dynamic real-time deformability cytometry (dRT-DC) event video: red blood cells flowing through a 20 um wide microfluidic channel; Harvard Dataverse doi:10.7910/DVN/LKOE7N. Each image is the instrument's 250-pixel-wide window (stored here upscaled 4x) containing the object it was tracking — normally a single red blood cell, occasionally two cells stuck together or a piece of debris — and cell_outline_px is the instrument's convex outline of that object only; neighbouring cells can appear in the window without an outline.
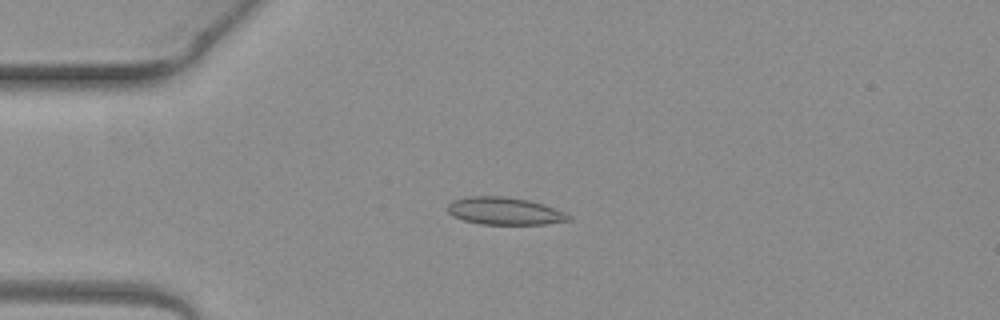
{"species": "common noctule bat (a hibernating species)", "species_latin": "Nyctalus noctula", "temperature_condition": "warm", "stored_images_in_passage": 5, "camera_frame_rate_fps": 3000, "um_per_image_px": 0.085, "animal": {"sex": "female", "body_mass_g": 19.3, "forearm_length_mm": 54.1}, "frame": {"image": 1, "passage_image": 4, "time_ms": 1.0, "image_size_px": [1000, 320], "cell_outline_px": [[572, 220], [544, 224], [480, 224], [464, 220], [452, 216], [448, 212], [448, 204], [452, 200], [464, 196], [504, 196], [528, 200], [544, 204], [564, 212], [572, 216]], "centroid_in_image_um": [42.88, 17.93], "position_along_channel_um": 42.1, "area_um2": 19.48}}